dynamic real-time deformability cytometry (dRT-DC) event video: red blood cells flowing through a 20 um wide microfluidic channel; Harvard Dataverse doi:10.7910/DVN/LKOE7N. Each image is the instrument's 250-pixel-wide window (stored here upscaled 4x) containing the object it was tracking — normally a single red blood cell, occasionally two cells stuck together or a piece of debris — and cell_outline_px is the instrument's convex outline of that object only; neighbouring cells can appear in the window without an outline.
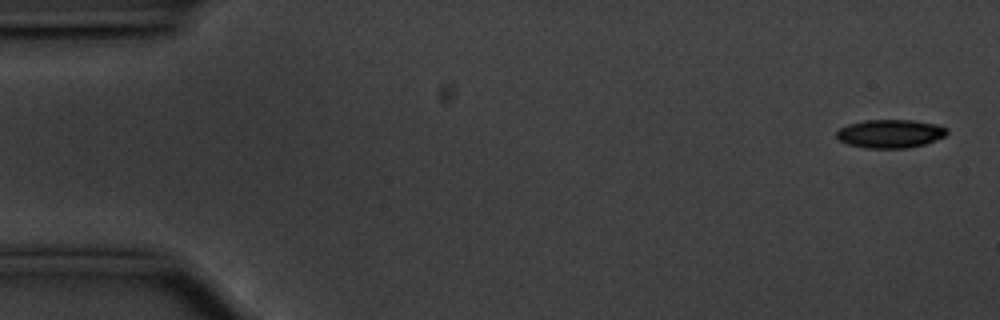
{"species": "common noctule bat (a hibernating species)", "species_latin": "Nyctalus noctula", "temperature_condition": "cold", "stored_images_in_passage": 55, "camera_frame_rate_fps": 3000, "um_per_image_px": 0.085, "animal": {"sex": "male", "body_mass_g": 20.1, "forearm_length_mm": 53.5}, "frame": {"image": 1, "passage_image": 1, "time_ms": 0.0, "image_size_px": [1000, 320], "cell_outline_px": [[948, 132], [944, 136], [924, 144], [908, 148], [864, 148], [848, 144], [840, 140], [836, 136], [836, 132], [840, 128], [848, 124], [864, 120], [912, 120], [936, 124], [948, 128]], "centroid_in_image_um": [75.66, 11.36], "position_along_channel_um": 9.3, "area_um2": 18.26}}
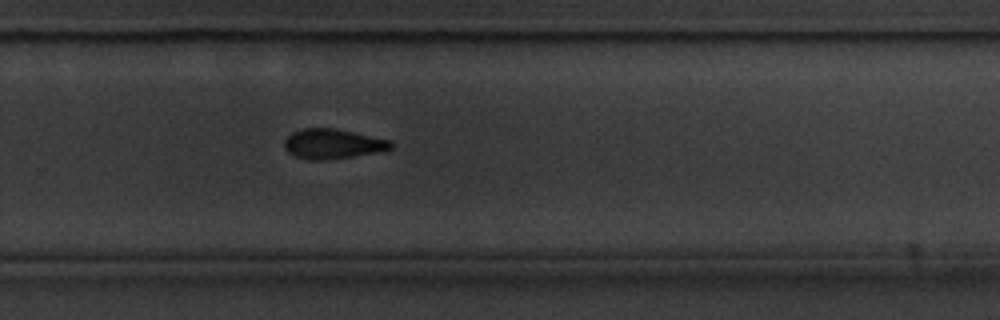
{"frame": {"image": 2, "passage_image": 36, "time_ms": 11.667, "image_size_px": [1000, 320], "cell_outline_px": [[396, 144], [392, 148], [384, 152], [320, 160], [308, 160], [296, 156], [288, 152], [284, 148], [284, 140], [292, 132], [304, 128], [336, 128], [392, 140]], "centroid_in_image_um": [28.34, 12.22], "position_along_channel_um": 301.5, "area_um2": 18.79}}
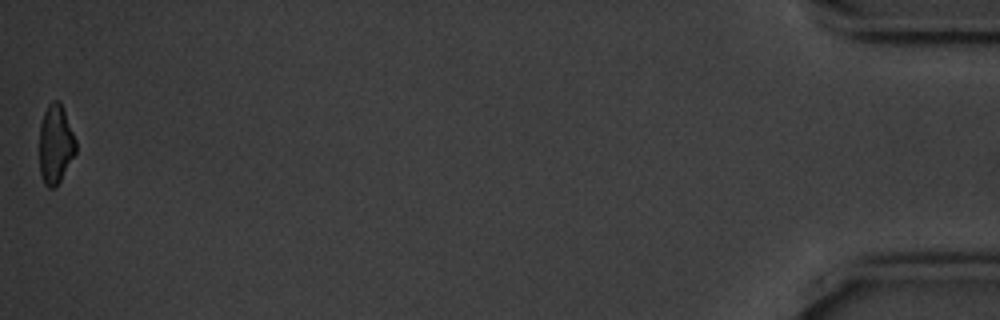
{"frame": {"image": 3, "passage_image": 55, "time_ms": 18.0, "image_size_px": [1000, 320], "cell_outline_px": [[76, 152], [56, 188], [48, 188], [44, 184], [40, 172], [40, 124], [44, 112], [48, 104], [52, 100], [56, 100], [60, 104], [64, 112], [76, 140]], "centroid_in_image_um": [4.71, 12.3], "position_along_channel_um": 430.5, "area_um2": 16.59}, "authors_computed_cell_mechanics": {"area_um2": 19.074, "velocity_mm_per_s": 3.5593, "shape_relaxation_time_tau1_ms": 3.3184, "shape_relaxation_time_tau2_ms": null, "deformation_change_tau1": 0.1297, "deformation_change_tau2": null}}